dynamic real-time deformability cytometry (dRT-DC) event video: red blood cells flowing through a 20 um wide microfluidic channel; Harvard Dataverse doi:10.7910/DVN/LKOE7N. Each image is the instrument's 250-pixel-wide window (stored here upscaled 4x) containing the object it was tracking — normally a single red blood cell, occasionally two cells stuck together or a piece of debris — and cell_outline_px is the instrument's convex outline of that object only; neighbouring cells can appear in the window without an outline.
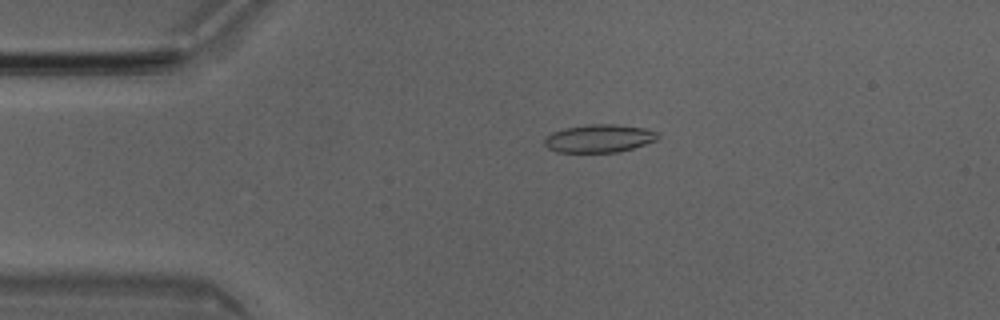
{"species": "Egyptian fruit bat (a non-hibernating species)", "species_latin": "Rousettus aegyptiacus", "temperature_condition": "room temperature", "stored_images_in_passage": 50, "camera_frame_rate_fps": 3000, "um_per_image_px": 0.085, "animal": {"sex": "male"}, "frame": {"image": 1, "passage_image": 10, "time_ms": 3.0, "image_size_px": [1000, 320], "cell_outline_px": [[660, 136], [656, 140], [620, 152], [556, 152], [548, 148], [544, 144], [544, 140], [552, 132], [564, 128], [588, 124], [616, 124], [644, 128], [656, 132]], "centroid_in_image_um": [50.91, 11.76], "position_along_channel_um": 34.1, "area_um2": 18.44}}
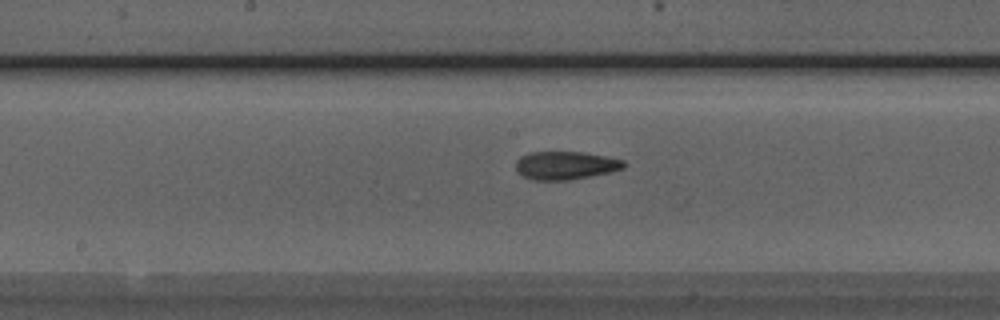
{"frame": {"image": 2, "passage_image": 25, "time_ms": 8.0, "image_size_px": [1000, 320], "cell_outline_px": [[628, 164], [624, 168], [612, 172], [568, 180], [532, 180], [516, 172], [516, 160], [520, 156], [528, 152], [584, 152], [608, 156], [624, 160]], "centroid_in_image_um": [48.09, 14.05], "position_along_channel_um": 200.1, "area_um2": 18.03}}
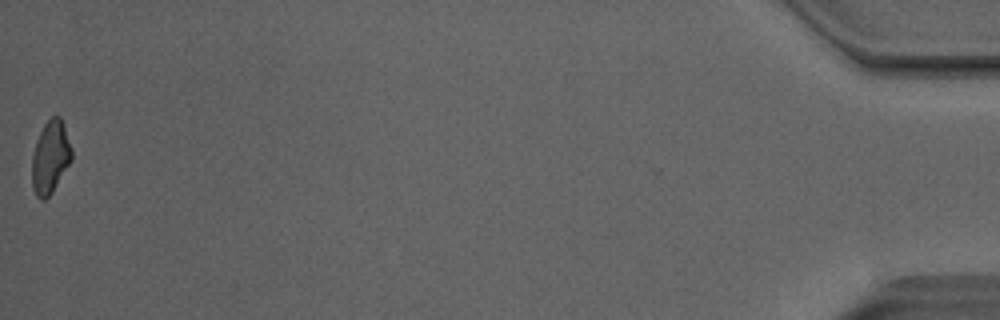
{"frame": {"image": 3, "passage_image": 50, "time_ms": 16.333, "image_size_px": [1000, 320], "cell_outline_px": [[72, 160], [52, 192], [44, 200], [40, 200], [36, 196], [32, 188], [32, 156], [36, 140], [44, 124], [52, 116], [60, 116], [64, 124], [72, 148]], "centroid_in_image_um": [4.28, 13.36], "position_along_channel_um": 430.9, "area_um2": 16.94}, "authors_computed_cell_mechanics": {"area_um2": 17.9758, "velocity_mm_per_s": 4.042, "shape_relaxation_time_tau1_ms": null, "shape_relaxation_time_tau2_ms": 3.4593, "deformation_change_tau1": null, "deformation_change_tau2": 0.1097}}